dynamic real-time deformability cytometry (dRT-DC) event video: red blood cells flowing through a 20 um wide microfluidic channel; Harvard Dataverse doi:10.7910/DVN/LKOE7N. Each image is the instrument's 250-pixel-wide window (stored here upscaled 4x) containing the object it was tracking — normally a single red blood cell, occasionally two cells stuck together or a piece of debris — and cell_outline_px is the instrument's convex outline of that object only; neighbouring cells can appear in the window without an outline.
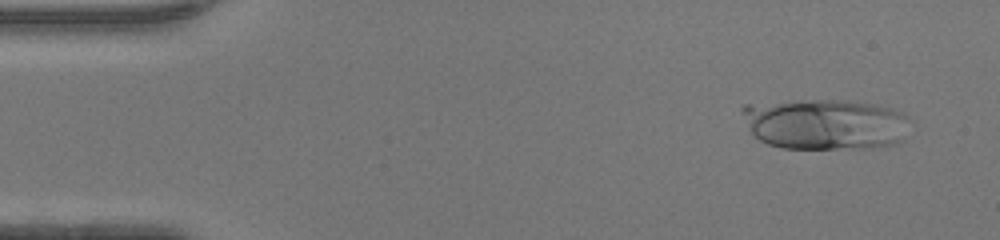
{"species": "human", "species_latin": "Homo sapiens", "temperature_condition": "warm", "stored_images_in_passage": 46, "camera_frame_rate_fps": 3000, "um_per_image_px": 0.085, "donor": {"sex": "female"}, "frame": {"image": 1, "passage_image": 3, "time_ms": 0.667, "image_size_px": [1000, 240], "cell_outline_px": [[908, 116], [900, 140], [892, 144], [864, 148], [784, 148], [768, 144], [760, 140], [752, 132], [740, 108], [744, 104], [812, 100], [848, 100], [872, 104], [892, 108], [904, 112]], "centroid_in_image_um": [70.1, 10.53], "position_along_channel_um": 14.9, "area_um2": 49.01}}
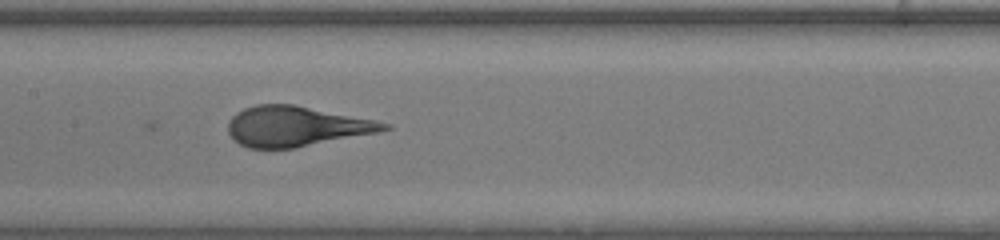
{"frame": {"image": 2, "passage_image": 22, "time_ms": 7.0, "image_size_px": [1000, 240], "cell_outline_px": [[392, 128], [380, 132], [296, 148], [248, 148], [240, 144], [228, 132], [228, 120], [236, 112], [244, 108], [256, 104], [292, 104], [376, 120], [392, 124]], "centroid_in_image_um": [25.19, 10.74], "position_along_channel_um": 182.2, "area_um2": 36.59}}
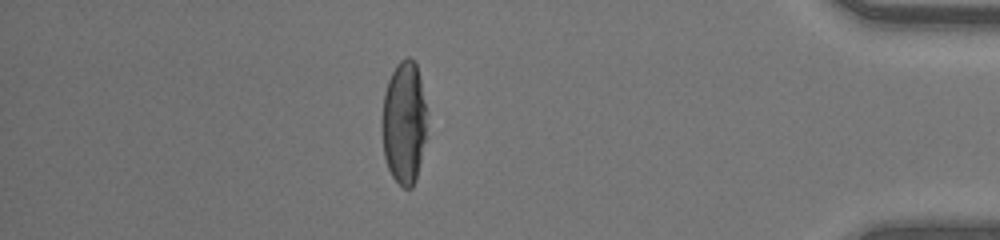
{"frame": {"image": 3, "passage_image": 40, "time_ms": 13.0, "image_size_px": [1000, 240], "cell_outline_px": [[428, 112], [424, 140], [416, 180], [412, 188], [404, 188], [392, 176], [388, 168], [384, 156], [384, 92], [388, 80], [396, 64], [404, 56], [408, 56], [416, 64]], "centroid_in_image_um": [34.37, 10.39], "position_along_channel_um": 400.8, "area_um2": 31.67}}